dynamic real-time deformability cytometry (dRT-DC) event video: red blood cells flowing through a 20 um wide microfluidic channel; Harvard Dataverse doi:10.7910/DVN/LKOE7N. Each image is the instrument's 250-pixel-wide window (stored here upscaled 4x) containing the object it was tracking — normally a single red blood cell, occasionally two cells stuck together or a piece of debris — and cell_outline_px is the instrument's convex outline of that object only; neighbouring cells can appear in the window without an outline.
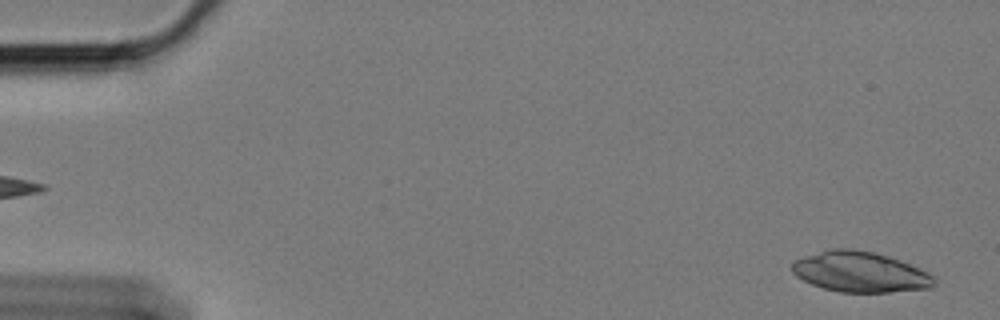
{"species": "Egyptian fruit bat (a non-hibernating species)", "species_latin": "Rousettus aegyptiacus", "temperature_condition": "cold", "stored_images_in_passage": 58, "camera_frame_rate_fps": 3000, "um_per_image_px": 0.085, "animal": {"sex": "female"}, "frame": {"image": 1, "passage_image": 2, "time_ms": 0.333, "image_size_px": [1000, 320], "cell_outline_px": [[936, 284], [932, 288], [888, 292], [840, 292], [824, 288], [812, 284], [796, 276], [792, 272], [792, 264], [796, 260], [804, 256], [832, 248], [852, 248], [876, 252], [900, 260], [932, 276], [936, 280]], "centroid_in_image_um": [73.1, 23.11], "position_along_channel_um": 11.9, "area_um2": 33.29}}